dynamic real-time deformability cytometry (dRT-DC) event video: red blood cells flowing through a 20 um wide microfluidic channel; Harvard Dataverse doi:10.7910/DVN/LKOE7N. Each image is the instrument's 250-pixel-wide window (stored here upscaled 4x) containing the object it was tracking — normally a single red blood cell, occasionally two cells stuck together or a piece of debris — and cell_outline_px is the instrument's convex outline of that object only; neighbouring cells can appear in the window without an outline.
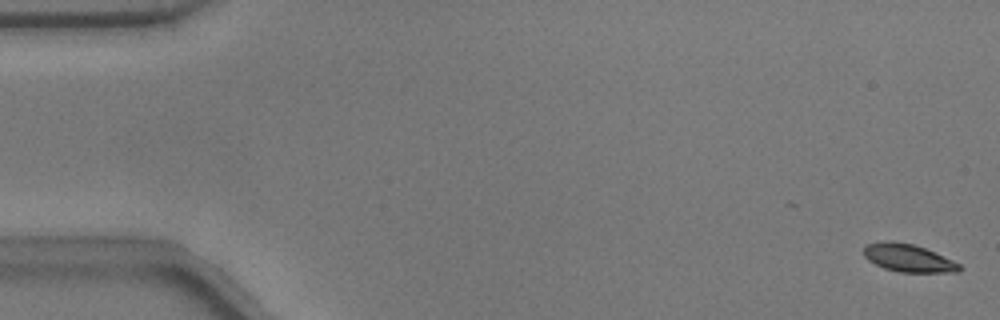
{"species": "common noctule bat (a hibernating species)", "species_latin": "Nyctalus noctula", "temperature_condition": "warm", "stored_images_in_passage": 44, "camera_frame_rate_fps": 3000, "um_per_image_px": 0.085, "animal": {"sex": "male", "body_mass_g": 17.9}, "frame": {"image": 1, "passage_image": 1, "time_ms": 0.0, "image_size_px": [1000, 320], "cell_outline_px": [[964, 268], [960, 272], [900, 272], [884, 268], [868, 260], [864, 256], [864, 248], [868, 244], [884, 240], [892, 240], [912, 244], [924, 248], [952, 260], [960, 264]], "centroid_in_image_um": [77.21, 21.93], "position_along_channel_um": 7.8, "area_um2": 15.43}}
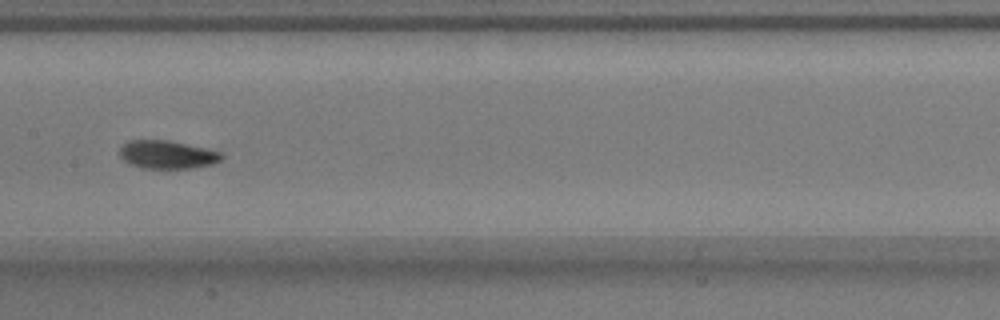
{"frame": {"image": 2, "passage_image": 27, "time_ms": 8.667, "image_size_px": [1000, 320], "cell_outline_px": [[224, 156], [220, 160], [212, 164], [196, 168], [140, 168], [128, 164], [120, 156], [120, 148], [128, 140], [168, 140], [204, 148], [220, 152]], "centroid_in_image_um": [14.19, 13.15], "position_along_channel_um": 193.2, "area_um2": 16.7}}
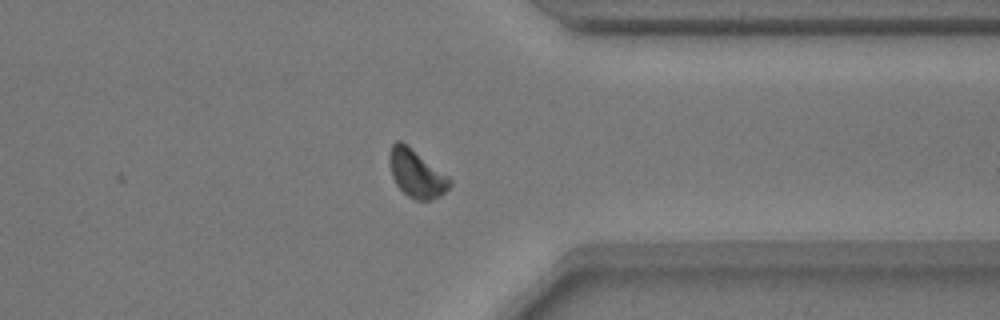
{"frame": {"image": 3, "passage_image": 42, "time_ms": 13.667, "image_size_px": [1000, 320], "cell_outline_px": [[452, 184], [440, 196], [432, 200], [416, 200], [408, 196], [396, 184], [392, 176], [388, 160], [388, 156], [392, 144], [396, 140], [400, 140], [448, 176], [452, 180]], "centroid_in_image_um": [35.38, 14.76], "position_along_channel_um": 376.0, "area_um2": 16.59}, "authors_computed_cell_mechanics": {"area_um2": 16.5597, "velocity_mm_per_s": 3.7577, "shape_relaxation_time_tau1_ms": 2.5039, "shape_relaxation_time_tau2_ms": null, "deformation_change_tau1": 0.1146, "deformation_change_tau2": null}}